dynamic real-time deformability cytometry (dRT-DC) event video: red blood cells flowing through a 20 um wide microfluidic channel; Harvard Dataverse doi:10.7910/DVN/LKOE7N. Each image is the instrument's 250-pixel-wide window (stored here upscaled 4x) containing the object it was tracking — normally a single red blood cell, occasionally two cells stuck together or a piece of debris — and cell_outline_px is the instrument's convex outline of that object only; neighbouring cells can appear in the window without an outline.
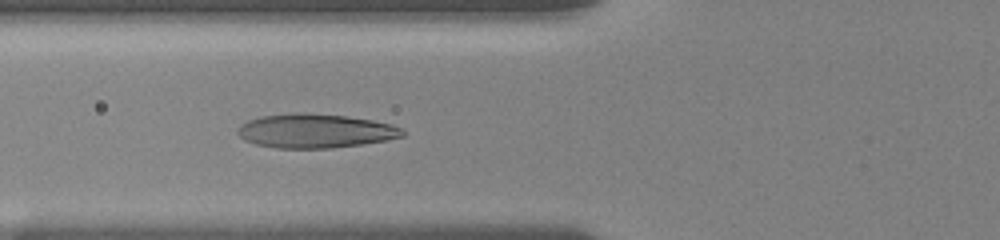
{"species": "human", "species_latin": "Homo sapiens", "temperature_condition": "room temperature", "stored_images_in_passage": 45, "camera_frame_rate_fps": 3000, "um_per_image_px": 0.085, "donor": {"sex": "female"}, "frame": {"image": 1, "passage_image": 3, "time_ms": 0.667, "image_size_px": [1000, 240], "cell_outline_px": [[404, 136], [388, 140], [332, 148], [276, 148], [256, 144], [244, 140], [236, 132], [240, 124], [248, 120], [260, 116], [296, 112], [348, 116], [372, 120], [392, 124], [400, 128], [404, 132]], "centroid_in_image_um": [26.78, 11.12], "position_along_channel_um": 99.0, "area_um2": 32.77}}
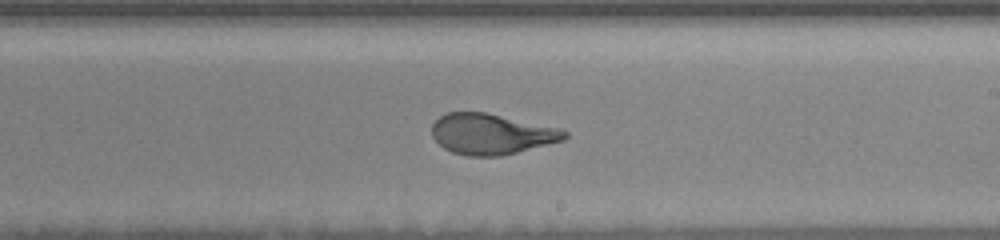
{"frame": {"image": 2, "passage_image": 23, "time_ms": 4.667, "image_size_px": [1000, 240], "cell_outline_px": [[568, 136], [564, 140], [500, 156], [468, 156], [452, 152], [444, 148], [432, 136], [432, 124], [440, 116], [448, 112], [484, 112], [560, 128], [568, 132]], "centroid_in_image_um": [41.76, 11.39], "position_along_channel_um": 247.2, "area_um2": 31.21}}
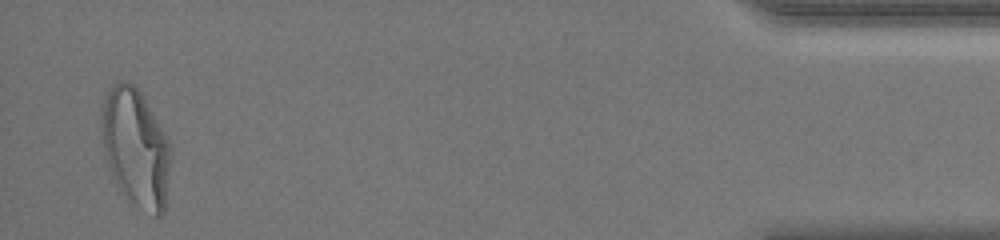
{"frame": {"image": 3, "passage_image": 44, "time_ms": 11.333, "image_size_px": [1000, 240], "cell_outline_px": [[172, 152], [164, 212], [160, 216], [156, 216], [136, 204], [120, 188], [108, 164], [104, 152], [104, 96], [108, 88], [120, 80], [128, 80], [140, 92], [168, 136], [172, 148]], "centroid_in_image_um": [11.6, 12.52], "position_along_channel_um": 423.6, "area_um2": 46.59}, "authors_computed_cell_mechanics": {"area_um2": 32.1946, "velocity_mm_per_s": 3.7005, "shape_relaxation_time_tau1_ms": 4.5732, "shape_relaxation_time_tau2_ms": null, "deformation_change_tau1": 0.2073, "deformation_change_tau2": null}}